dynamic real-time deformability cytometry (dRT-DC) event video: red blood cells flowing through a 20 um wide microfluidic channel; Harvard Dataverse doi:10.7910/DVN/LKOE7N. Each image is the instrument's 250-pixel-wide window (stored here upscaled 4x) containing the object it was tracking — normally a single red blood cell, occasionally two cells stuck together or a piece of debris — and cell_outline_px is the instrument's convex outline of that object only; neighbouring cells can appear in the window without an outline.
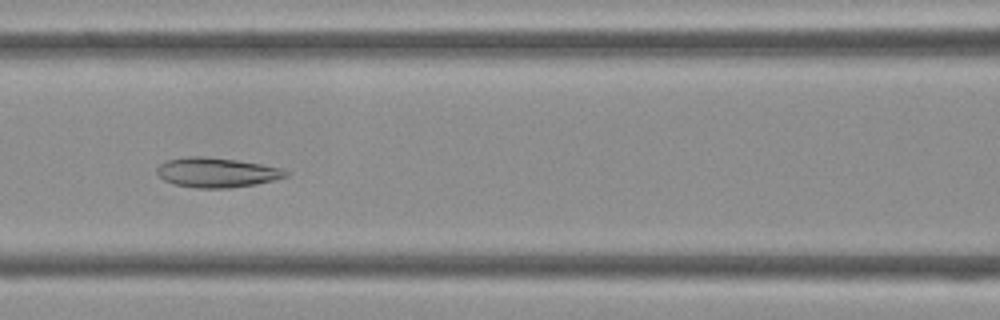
{"species": "Egyptian fruit bat (a non-hibernating species)", "species_latin": "Rousettus aegyptiacus", "temperature_condition": "cold", "stored_images_in_passage": 43, "camera_frame_rate_fps": 3000, "um_per_image_px": 0.085, "frame": {"image": 1, "passage_image": 18, "time_ms": 5.667, "image_size_px": [1000, 320], "cell_outline_px": [[288, 176], [256, 184], [228, 188], [196, 188], [172, 184], [164, 180], [156, 172], [156, 168], [164, 160], [188, 156], [204, 156], [236, 160], [260, 164], [280, 168], [288, 172]], "centroid_in_image_um": [18.36, 14.66], "position_along_channel_um": 148.2, "area_um2": 22.31}}
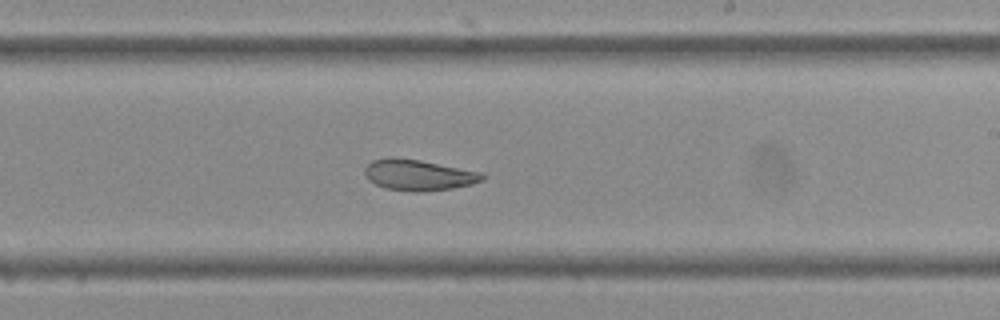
{"frame": {"image": 2, "passage_image": 25, "time_ms": 8.0, "image_size_px": [1000, 320], "cell_outline_px": [[488, 176], [484, 180], [472, 184], [452, 188], [424, 192], [412, 192], [384, 188], [368, 180], [364, 172], [364, 168], [372, 160], [392, 156], [420, 160], [484, 172]], "centroid_in_image_um": [35.6, 14.87], "position_along_channel_um": 253.4, "area_um2": 21.62}}
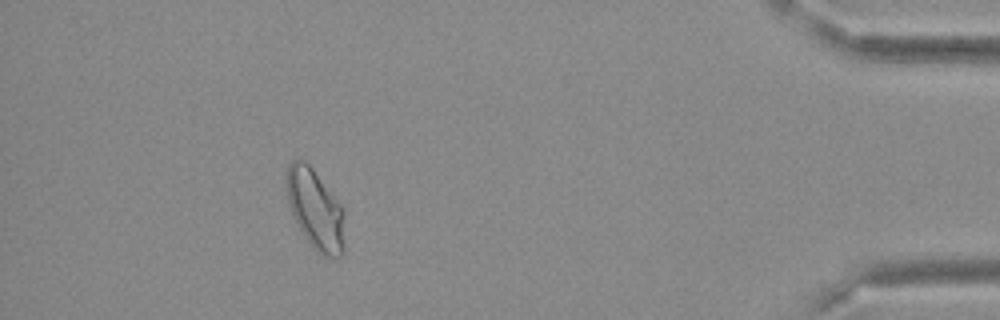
{"frame": {"image": 3, "passage_image": 39, "time_ms": 12.667, "image_size_px": [1000, 320], "cell_outline_px": [[344, 252], [340, 256], [324, 256], [316, 252], [304, 236], [288, 204], [284, 180], [288, 164], [296, 156], [304, 160], [312, 168], [344, 208]], "centroid_in_image_um": [26.78, 17.75], "position_along_channel_um": 408.4, "area_um2": 27.46}}